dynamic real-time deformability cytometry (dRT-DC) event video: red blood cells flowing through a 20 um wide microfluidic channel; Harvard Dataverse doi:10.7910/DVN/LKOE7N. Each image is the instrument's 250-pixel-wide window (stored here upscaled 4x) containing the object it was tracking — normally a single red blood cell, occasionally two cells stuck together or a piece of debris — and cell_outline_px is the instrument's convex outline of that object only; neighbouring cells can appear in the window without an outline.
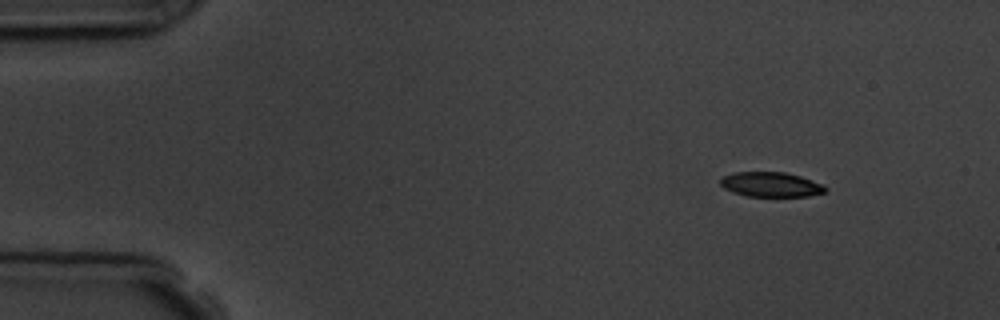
{"species": "common noctule bat (a hibernating species)", "species_latin": "Nyctalus noctula", "temperature_condition": "room temperature", "stored_images_in_passage": 4, "camera_frame_rate_fps": 3000, "um_per_image_px": 0.085, "animal": {"sex": "male", "body_mass_g": 19.5, "forearm_length_mm": 54.6}, "frame": {"image": 1, "passage_image": 1, "time_ms": 0.0, "image_size_px": [1000, 320], "cell_outline_px": [[828, 188], [824, 192], [808, 196], [748, 196], [732, 192], [724, 188], [720, 184], [720, 180], [724, 176], [736, 172], [784, 172], [800, 176], [820, 184]], "centroid_in_image_um": [65.5, 15.68], "position_along_channel_um": 19.5, "area_um2": 14.91}}
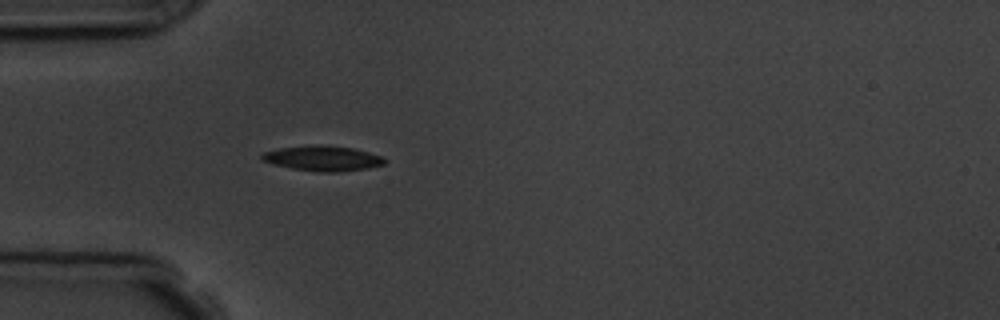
{"frame": {"image": 2, "passage_image": 4, "time_ms": 3.333, "image_size_px": [1000, 320], "cell_outline_px": [[388, 160], [384, 164], [368, 168], [336, 172], [320, 172], [292, 168], [272, 164], [264, 160], [260, 156], [260, 152], [276, 148], [312, 144], [324, 144], [352, 148], [384, 156]], "centroid_in_image_um": [27.42, 13.44], "position_along_channel_um": 57.6, "area_um2": 18.32}}